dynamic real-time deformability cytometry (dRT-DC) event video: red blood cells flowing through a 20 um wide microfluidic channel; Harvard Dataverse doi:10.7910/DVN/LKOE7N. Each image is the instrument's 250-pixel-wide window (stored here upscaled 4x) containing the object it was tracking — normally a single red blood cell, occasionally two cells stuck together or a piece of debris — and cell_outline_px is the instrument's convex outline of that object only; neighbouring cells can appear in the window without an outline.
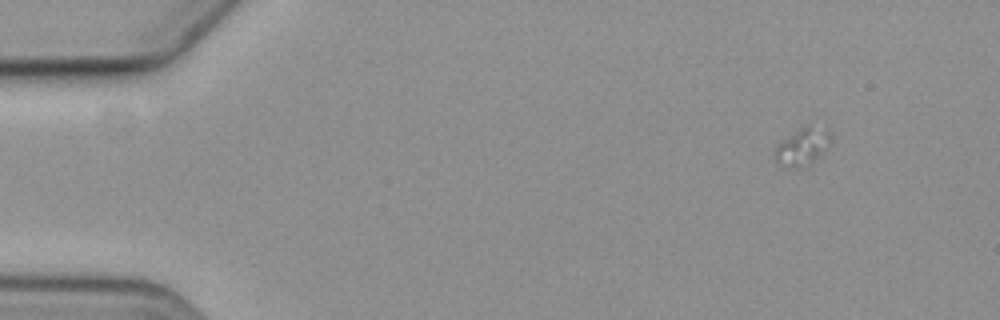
{"species": "common noctule bat (a hibernating species)", "species_latin": "Nyctalus noctula", "temperature_condition": "cold", "stored_images_in_passage": 4, "camera_frame_rate_fps": 3000, "um_per_image_px": 0.085, "animal": {"sex": "female", "body_mass_g": 19.3, "forearm_length_mm": 54.1}, "frame": {"image": 1, "passage_image": 1, "time_ms": 0.0, "image_size_px": [1000, 320], "cell_outline_px": [[828, 148], [820, 156], [804, 168], [784, 168], [776, 164], [776, 144], [784, 136], [804, 128], [808, 128], [828, 132]], "centroid_in_image_um": [68.1, 12.59], "position_along_channel_um": 16.9, "area_um2": 11.73}}